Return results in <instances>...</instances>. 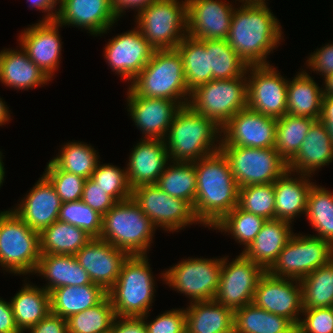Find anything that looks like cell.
Wrapping results in <instances>:
<instances>
[{
	"instance_id": "ee69618b",
	"label": "cell",
	"mask_w": 333,
	"mask_h": 333,
	"mask_svg": "<svg viewBox=\"0 0 333 333\" xmlns=\"http://www.w3.org/2000/svg\"><path fill=\"white\" fill-rule=\"evenodd\" d=\"M265 221L266 219L263 217L236 206L214 225L212 229L224 232V234L226 232L231 234L240 245H245L244 251L254 241L255 236L259 233Z\"/></svg>"
},
{
	"instance_id": "94428289",
	"label": "cell",
	"mask_w": 333,
	"mask_h": 333,
	"mask_svg": "<svg viewBox=\"0 0 333 333\" xmlns=\"http://www.w3.org/2000/svg\"><path fill=\"white\" fill-rule=\"evenodd\" d=\"M319 120L322 122H333V96H323Z\"/></svg>"
},
{
	"instance_id": "603a6c76",
	"label": "cell",
	"mask_w": 333,
	"mask_h": 333,
	"mask_svg": "<svg viewBox=\"0 0 333 333\" xmlns=\"http://www.w3.org/2000/svg\"><path fill=\"white\" fill-rule=\"evenodd\" d=\"M56 20L64 27L85 29L94 37L107 34L118 21L110 0H61Z\"/></svg>"
},
{
	"instance_id": "681fc988",
	"label": "cell",
	"mask_w": 333,
	"mask_h": 333,
	"mask_svg": "<svg viewBox=\"0 0 333 333\" xmlns=\"http://www.w3.org/2000/svg\"><path fill=\"white\" fill-rule=\"evenodd\" d=\"M46 166L43 175L54 186L62 203L81 200L85 178L60 170L51 160Z\"/></svg>"
},
{
	"instance_id": "d6a6232c",
	"label": "cell",
	"mask_w": 333,
	"mask_h": 333,
	"mask_svg": "<svg viewBox=\"0 0 333 333\" xmlns=\"http://www.w3.org/2000/svg\"><path fill=\"white\" fill-rule=\"evenodd\" d=\"M24 280L23 287L11 298L14 319L22 333L51 312L50 293Z\"/></svg>"
},
{
	"instance_id": "ab89813d",
	"label": "cell",
	"mask_w": 333,
	"mask_h": 333,
	"mask_svg": "<svg viewBox=\"0 0 333 333\" xmlns=\"http://www.w3.org/2000/svg\"><path fill=\"white\" fill-rule=\"evenodd\" d=\"M84 142H67L51 161L62 171L89 179L100 162L95 148Z\"/></svg>"
},
{
	"instance_id": "277c9868",
	"label": "cell",
	"mask_w": 333,
	"mask_h": 333,
	"mask_svg": "<svg viewBox=\"0 0 333 333\" xmlns=\"http://www.w3.org/2000/svg\"><path fill=\"white\" fill-rule=\"evenodd\" d=\"M130 84L129 88L139 97L165 98L176 101L181 107L189 103L191 93L177 49L155 50Z\"/></svg>"
},
{
	"instance_id": "83f0119b",
	"label": "cell",
	"mask_w": 333,
	"mask_h": 333,
	"mask_svg": "<svg viewBox=\"0 0 333 333\" xmlns=\"http://www.w3.org/2000/svg\"><path fill=\"white\" fill-rule=\"evenodd\" d=\"M51 79L21 48L0 51V82L15 90H29L48 84ZM42 85V86H41Z\"/></svg>"
},
{
	"instance_id": "003e7915",
	"label": "cell",
	"mask_w": 333,
	"mask_h": 333,
	"mask_svg": "<svg viewBox=\"0 0 333 333\" xmlns=\"http://www.w3.org/2000/svg\"><path fill=\"white\" fill-rule=\"evenodd\" d=\"M333 140V122H323Z\"/></svg>"
},
{
	"instance_id": "d4e9b609",
	"label": "cell",
	"mask_w": 333,
	"mask_h": 333,
	"mask_svg": "<svg viewBox=\"0 0 333 333\" xmlns=\"http://www.w3.org/2000/svg\"><path fill=\"white\" fill-rule=\"evenodd\" d=\"M129 155L126 175L131 189L140 185L156 184L170 163L165 141L141 138Z\"/></svg>"
},
{
	"instance_id": "91938a15",
	"label": "cell",
	"mask_w": 333,
	"mask_h": 333,
	"mask_svg": "<svg viewBox=\"0 0 333 333\" xmlns=\"http://www.w3.org/2000/svg\"><path fill=\"white\" fill-rule=\"evenodd\" d=\"M30 2V8H36L39 11H42V13H46L44 18L39 21H53L56 20L61 0H27V3ZM59 4V6H58ZM58 6V9L56 8ZM57 9V10H55Z\"/></svg>"
},
{
	"instance_id": "03108f58",
	"label": "cell",
	"mask_w": 333,
	"mask_h": 333,
	"mask_svg": "<svg viewBox=\"0 0 333 333\" xmlns=\"http://www.w3.org/2000/svg\"><path fill=\"white\" fill-rule=\"evenodd\" d=\"M243 4H257V5H266V0H236Z\"/></svg>"
},
{
	"instance_id": "11a10c76",
	"label": "cell",
	"mask_w": 333,
	"mask_h": 333,
	"mask_svg": "<svg viewBox=\"0 0 333 333\" xmlns=\"http://www.w3.org/2000/svg\"><path fill=\"white\" fill-rule=\"evenodd\" d=\"M26 331L29 333H67L66 319L50 312L39 323Z\"/></svg>"
},
{
	"instance_id": "f6af8a7d",
	"label": "cell",
	"mask_w": 333,
	"mask_h": 333,
	"mask_svg": "<svg viewBox=\"0 0 333 333\" xmlns=\"http://www.w3.org/2000/svg\"><path fill=\"white\" fill-rule=\"evenodd\" d=\"M115 317L113 305L106 296L94 307L68 317L67 333H104L111 329Z\"/></svg>"
},
{
	"instance_id": "89a4df30",
	"label": "cell",
	"mask_w": 333,
	"mask_h": 333,
	"mask_svg": "<svg viewBox=\"0 0 333 333\" xmlns=\"http://www.w3.org/2000/svg\"><path fill=\"white\" fill-rule=\"evenodd\" d=\"M104 333H112V330L110 329L109 331H107V332H104Z\"/></svg>"
},
{
	"instance_id": "52a82bcc",
	"label": "cell",
	"mask_w": 333,
	"mask_h": 333,
	"mask_svg": "<svg viewBox=\"0 0 333 333\" xmlns=\"http://www.w3.org/2000/svg\"><path fill=\"white\" fill-rule=\"evenodd\" d=\"M39 232L11 208L0 212V266L15 275L34 274L40 259ZM4 268V269H3Z\"/></svg>"
},
{
	"instance_id": "f907efd6",
	"label": "cell",
	"mask_w": 333,
	"mask_h": 333,
	"mask_svg": "<svg viewBox=\"0 0 333 333\" xmlns=\"http://www.w3.org/2000/svg\"><path fill=\"white\" fill-rule=\"evenodd\" d=\"M297 333H333V307L303 309Z\"/></svg>"
},
{
	"instance_id": "5bb4252c",
	"label": "cell",
	"mask_w": 333,
	"mask_h": 333,
	"mask_svg": "<svg viewBox=\"0 0 333 333\" xmlns=\"http://www.w3.org/2000/svg\"><path fill=\"white\" fill-rule=\"evenodd\" d=\"M246 76L247 108L275 119L287 113L288 78L270 64L250 65Z\"/></svg>"
},
{
	"instance_id": "30bf717a",
	"label": "cell",
	"mask_w": 333,
	"mask_h": 333,
	"mask_svg": "<svg viewBox=\"0 0 333 333\" xmlns=\"http://www.w3.org/2000/svg\"><path fill=\"white\" fill-rule=\"evenodd\" d=\"M163 271L161 279L192 302L211 301L218 290L223 258H190Z\"/></svg>"
},
{
	"instance_id": "484cf974",
	"label": "cell",
	"mask_w": 333,
	"mask_h": 333,
	"mask_svg": "<svg viewBox=\"0 0 333 333\" xmlns=\"http://www.w3.org/2000/svg\"><path fill=\"white\" fill-rule=\"evenodd\" d=\"M333 161V140L326 126L316 120L309 129L297 154L287 163L288 170L296 173H314Z\"/></svg>"
},
{
	"instance_id": "8992f818",
	"label": "cell",
	"mask_w": 333,
	"mask_h": 333,
	"mask_svg": "<svg viewBox=\"0 0 333 333\" xmlns=\"http://www.w3.org/2000/svg\"><path fill=\"white\" fill-rule=\"evenodd\" d=\"M156 229L146 214L130 198L117 202L102 216L99 238L127 252L130 256L147 255Z\"/></svg>"
},
{
	"instance_id": "8d00e7d4",
	"label": "cell",
	"mask_w": 333,
	"mask_h": 333,
	"mask_svg": "<svg viewBox=\"0 0 333 333\" xmlns=\"http://www.w3.org/2000/svg\"><path fill=\"white\" fill-rule=\"evenodd\" d=\"M176 49L183 59L184 77L190 93L212 80L205 39H195L186 35Z\"/></svg>"
},
{
	"instance_id": "bcb514c9",
	"label": "cell",
	"mask_w": 333,
	"mask_h": 333,
	"mask_svg": "<svg viewBox=\"0 0 333 333\" xmlns=\"http://www.w3.org/2000/svg\"><path fill=\"white\" fill-rule=\"evenodd\" d=\"M237 207L266 220L275 219L274 183L239 188Z\"/></svg>"
},
{
	"instance_id": "c3c4849f",
	"label": "cell",
	"mask_w": 333,
	"mask_h": 333,
	"mask_svg": "<svg viewBox=\"0 0 333 333\" xmlns=\"http://www.w3.org/2000/svg\"><path fill=\"white\" fill-rule=\"evenodd\" d=\"M90 179L110 195L116 202L125 201L131 198L126 168L121 169L113 164H102L99 162Z\"/></svg>"
},
{
	"instance_id": "f35d334b",
	"label": "cell",
	"mask_w": 333,
	"mask_h": 333,
	"mask_svg": "<svg viewBox=\"0 0 333 333\" xmlns=\"http://www.w3.org/2000/svg\"><path fill=\"white\" fill-rule=\"evenodd\" d=\"M305 215L317 231L313 236L333 245V193L314 183L308 193Z\"/></svg>"
},
{
	"instance_id": "b9f144b4",
	"label": "cell",
	"mask_w": 333,
	"mask_h": 333,
	"mask_svg": "<svg viewBox=\"0 0 333 333\" xmlns=\"http://www.w3.org/2000/svg\"><path fill=\"white\" fill-rule=\"evenodd\" d=\"M303 309L333 307V259L300 280Z\"/></svg>"
},
{
	"instance_id": "8fae6325",
	"label": "cell",
	"mask_w": 333,
	"mask_h": 333,
	"mask_svg": "<svg viewBox=\"0 0 333 333\" xmlns=\"http://www.w3.org/2000/svg\"><path fill=\"white\" fill-rule=\"evenodd\" d=\"M333 259V245L313 235L294 234L268 272L275 277L301 280Z\"/></svg>"
},
{
	"instance_id": "4316f807",
	"label": "cell",
	"mask_w": 333,
	"mask_h": 333,
	"mask_svg": "<svg viewBox=\"0 0 333 333\" xmlns=\"http://www.w3.org/2000/svg\"><path fill=\"white\" fill-rule=\"evenodd\" d=\"M310 177L287 169L274 182L275 219L293 224L295 217L305 215L308 193L315 183L311 182Z\"/></svg>"
},
{
	"instance_id": "7c38bea8",
	"label": "cell",
	"mask_w": 333,
	"mask_h": 333,
	"mask_svg": "<svg viewBox=\"0 0 333 333\" xmlns=\"http://www.w3.org/2000/svg\"><path fill=\"white\" fill-rule=\"evenodd\" d=\"M239 188L274 183L288 168L274 148L221 146Z\"/></svg>"
},
{
	"instance_id": "db71d44e",
	"label": "cell",
	"mask_w": 333,
	"mask_h": 333,
	"mask_svg": "<svg viewBox=\"0 0 333 333\" xmlns=\"http://www.w3.org/2000/svg\"><path fill=\"white\" fill-rule=\"evenodd\" d=\"M307 69L320 73L319 75L325 79L333 73V42H329L324 46L317 48L316 51L308 56L306 61Z\"/></svg>"
},
{
	"instance_id": "836d02e7",
	"label": "cell",
	"mask_w": 333,
	"mask_h": 333,
	"mask_svg": "<svg viewBox=\"0 0 333 333\" xmlns=\"http://www.w3.org/2000/svg\"><path fill=\"white\" fill-rule=\"evenodd\" d=\"M107 296L99 285L62 286L50 292L51 313L64 319L94 307Z\"/></svg>"
},
{
	"instance_id": "a7ac6f4b",
	"label": "cell",
	"mask_w": 333,
	"mask_h": 333,
	"mask_svg": "<svg viewBox=\"0 0 333 333\" xmlns=\"http://www.w3.org/2000/svg\"><path fill=\"white\" fill-rule=\"evenodd\" d=\"M223 333H237L235 327Z\"/></svg>"
},
{
	"instance_id": "ffe728a7",
	"label": "cell",
	"mask_w": 333,
	"mask_h": 333,
	"mask_svg": "<svg viewBox=\"0 0 333 333\" xmlns=\"http://www.w3.org/2000/svg\"><path fill=\"white\" fill-rule=\"evenodd\" d=\"M188 35L195 39L226 40L234 7L225 0H186Z\"/></svg>"
},
{
	"instance_id": "7402d4cb",
	"label": "cell",
	"mask_w": 333,
	"mask_h": 333,
	"mask_svg": "<svg viewBox=\"0 0 333 333\" xmlns=\"http://www.w3.org/2000/svg\"><path fill=\"white\" fill-rule=\"evenodd\" d=\"M77 262L88 272L92 283L106 292L115 284L122 266L130 256L100 238H92L75 255Z\"/></svg>"
},
{
	"instance_id": "e7e4bbea",
	"label": "cell",
	"mask_w": 333,
	"mask_h": 333,
	"mask_svg": "<svg viewBox=\"0 0 333 333\" xmlns=\"http://www.w3.org/2000/svg\"><path fill=\"white\" fill-rule=\"evenodd\" d=\"M2 151H0V188H1V185H3V182H4V176H5V168H4V163L2 161Z\"/></svg>"
},
{
	"instance_id": "4dcf8cb0",
	"label": "cell",
	"mask_w": 333,
	"mask_h": 333,
	"mask_svg": "<svg viewBox=\"0 0 333 333\" xmlns=\"http://www.w3.org/2000/svg\"><path fill=\"white\" fill-rule=\"evenodd\" d=\"M297 73L288 79L286 114L319 120L324 89L305 70Z\"/></svg>"
},
{
	"instance_id": "816d5d0a",
	"label": "cell",
	"mask_w": 333,
	"mask_h": 333,
	"mask_svg": "<svg viewBox=\"0 0 333 333\" xmlns=\"http://www.w3.org/2000/svg\"><path fill=\"white\" fill-rule=\"evenodd\" d=\"M149 316L148 314L142 316L147 333H186L185 308L165 311L150 322L147 320Z\"/></svg>"
},
{
	"instance_id": "5b68a950",
	"label": "cell",
	"mask_w": 333,
	"mask_h": 333,
	"mask_svg": "<svg viewBox=\"0 0 333 333\" xmlns=\"http://www.w3.org/2000/svg\"><path fill=\"white\" fill-rule=\"evenodd\" d=\"M148 260L147 255H133L124 262L115 284L107 291L115 316L150 314L156 281Z\"/></svg>"
},
{
	"instance_id": "2e32d148",
	"label": "cell",
	"mask_w": 333,
	"mask_h": 333,
	"mask_svg": "<svg viewBox=\"0 0 333 333\" xmlns=\"http://www.w3.org/2000/svg\"><path fill=\"white\" fill-rule=\"evenodd\" d=\"M252 303L270 313L286 317L297 326L303 311L300 280L275 277L266 271L259 279Z\"/></svg>"
},
{
	"instance_id": "7dc6e473",
	"label": "cell",
	"mask_w": 333,
	"mask_h": 333,
	"mask_svg": "<svg viewBox=\"0 0 333 333\" xmlns=\"http://www.w3.org/2000/svg\"><path fill=\"white\" fill-rule=\"evenodd\" d=\"M58 220L81 228L92 238L100 237L102 215L82 200L62 203Z\"/></svg>"
},
{
	"instance_id": "44dd1931",
	"label": "cell",
	"mask_w": 333,
	"mask_h": 333,
	"mask_svg": "<svg viewBox=\"0 0 333 333\" xmlns=\"http://www.w3.org/2000/svg\"><path fill=\"white\" fill-rule=\"evenodd\" d=\"M127 110L140 129L143 138L164 140L176 112L181 106L165 98L137 96L130 88L127 91Z\"/></svg>"
},
{
	"instance_id": "d6986e66",
	"label": "cell",
	"mask_w": 333,
	"mask_h": 333,
	"mask_svg": "<svg viewBox=\"0 0 333 333\" xmlns=\"http://www.w3.org/2000/svg\"><path fill=\"white\" fill-rule=\"evenodd\" d=\"M19 34V45L50 79L61 63L62 42L57 20L38 21Z\"/></svg>"
},
{
	"instance_id": "cb8c5ba5",
	"label": "cell",
	"mask_w": 333,
	"mask_h": 333,
	"mask_svg": "<svg viewBox=\"0 0 333 333\" xmlns=\"http://www.w3.org/2000/svg\"><path fill=\"white\" fill-rule=\"evenodd\" d=\"M61 205L54 186L42 175L13 211L31 229L40 233L58 220Z\"/></svg>"
},
{
	"instance_id": "3957f363",
	"label": "cell",
	"mask_w": 333,
	"mask_h": 333,
	"mask_svg": "<svg viewBox=\"0 0 333 333\" xmlns=\"http://www.w3.org/2000/svg\"><path fill=\"white\" fill-rule=\"evenodd\" d=\"M221 129L212 119L198 114L189 105L182 106L164 139L170 161L195 162L218 152Z\"/></svg>"
},
{
	"instance_id": "4fadbf2b",
	"label": "cell",
	"mask_w": 333,
	"mask_h": 333,
	"mask_svg": "<svg viewBox=\"0 0 333 333\" xmlns=\"http://www.w3.org/2000/svg\"><path fill=\"white\" fill-rule=\"evenodd\" d=\"M131 198L156 228L179 232L192 224H200L193 207L185 200L169 196L156 184L140 185L132 189Z\"/></svg>"
},
{
	"instance_id": "e575fe53",
	"label": "cell",
	"mask_w": 333,
	"mask_h": 333,
	"mask_svg": "<svg viewBox=\"0 0 333 333\" xmlns=\"http://www.w3.org/2000/svg\"><path fill=\"white\" fill-rule=\"evenodd\" d=\"M234 327L237 333H297V326L291 320L253 303L234 310Z\"/></svg>"
},
{
	"instance_id": "6da1fadb",
	"label": "cell",
	"mask_w": 333,
	"mask_h": 333,
	"mask_svg": "<svg viewBox=\"0 0 333 333\" xmlns=\"http://www.w3.org/2000/svg\"><path fill=\"white\" fill-rule=\"evenodd\" d=\"M281 29L278 18L267 4L242 3L233 11L226 40L248 66L268 65V55L284 37Z\"/></svg>"
},
{
	"instance_id": "9a60e30c",
	"label": "cell",
	"mask_w": 333,
	"mask_h": 333,
	"mask_svg": "<svg viewBox=\"0 0 333 333\" xmlns=\"http://www.w3.org/2000/svg\"><path fill=\"white\" fill-rule=\"evenodd\" d=\"M228 262V258L224 256L214 300L234 311L252 303L259 279L266 271L242 252Z\"/></svg>"
},
{
	"instance_id": "1f68e13d",
	"label": "cell",
	"mask_w": 333,
	"mask_h": 333,
	"mask_svg": "<svg viewBox=\"0 0 333 333\" xmlns=\"http://www.w3.org/2000/svg\"><path fill=\"white\" fill-rule=\"evenodd\" d=\"M186 333H223L234 327V311L215 300L188 303Z\"/></svg>"
},
{
	"instance_id": "f1b7e54d",
	"label": "cell",
	"mask_w": 333,
	"mask_h": 333,
	"mask_svg": "<svg viewBox=\"0 0 333 333\" xmlns=\"http://www.w3.org/2000/svg\"><path fill=\"white\" fill-rule=\"evenodd\" d=\"M291 227L293 226L287 221L266 220L254 241L242 253L268 271L292 237L294 232Z\"/></svg>"
},
{
	"instance_id": "d590c367",
	"label": "cell",
	"mask_w": 333,
	"mask_h": 333,
	"mask_svg": "<svg viewBox=\"0 0 333 333\" xmlns=\"http://www.w3.org/2000/svg\"><path fill=\"white\" fill-rule=\"evenodd\" d=\"M91 239L81 228L56 220L39 233L40 253L75 255Z\"/></svg>"
},
{
	"instance_id": "9f6ffc18",
	"label": "cell",
	"mask_w": 333,
	"mask_h": 333,
	"mask_svg": "<svg viewBox=\"0 0 333 333\" xmlns=\"http://www.w3.org/2000/svg\"><path fill=\"white\" fill-rule=\"evenodd\" d=\"M112 333H147L142 317L116 316L111 326Z\"/></svg>"
},
{
	"instance_id": "60d3db41",
	"label": "cell",
	"mask_w": 333,
	"mask_h": 333,
	"mask_svg": "<svg viewBox=\"0 0 333 333\" xmlns=\"http://www.w3.org/2000/svg\"><path fill=\"white\" fill-rule=\"evenodd\" d=\"M315 119L285 114L277 119L274 149L288 163L299 151Z\"/></svg>"
},
{
	"instance_id": "6125c7cd",
	"label": "cell",
	"mask_w": 333,
	"mask_h": 333,
	"mask_svg": "<svg viewBox=\"0 0 333 333\" xmlns=\"http://www.w3.org/2000/svg\"><path fill=\"white\" fill-rule=\"evenodd\" d=\"M9 112H10L9 107L0 97V126L4 125L6 123L8 124V122H10L11 115Z\"/></svg>"
},
{
	"instance_id": "7a4b0ae2",
	"label": "cell",
	"mask_w": 333,
	"mask_h": 333,
	"mask_svg": "<svg viewBox=\"0 0 333 333\" xmlns=\"http://www.w3.org/2000/svg\"><path fill=\"white\" fill-rule=\"evenodd\" d=\"M197 187L194 215L211 229L237 206L239 186L221 150L194 162Z\"/></svg>"
},
{
	"instance_id": "e0dca14e",
	"label": "cell",
	"mask_w": 333,
	"mask_h": 333,
	"mask_svg": "<svg viewBox=\"0 0 333 333\" xmlns=\"http://www.w3.org/2000/svg\"><path fill=\"white\" fill-rule=\"evenodd\" d=\"M154 51L135 27L109 39L103 56L113 72L131 82L149 62Z\"/></svg>"
},
{
	"instance_id": "f5cc1de1",
	"label": "cell",
	"mask_w": 333,
	"mask_h": 333,
	"mask_svg": "<svg viewBox=\"0 0 333 333\" xmlns=\"http://www.w3.org/2000/svg\"><path fill=\"white\" fill-rule=\"evenodd\" d=\"M81 200L102 216L117 202L90 178L86 179Z\"/></svg>"
},
{
	"instance_id": "9c48e42d",
	"label": "cell",
	"mask_w": 333,
	"mask_h": 333,
	"mask_svg": "<svg viewBox=\"0 0 333 333\" xmlns=\"http://www.w3.org/2000/svg\"><path fill=\"white\" fill-rule=\"evenodd\" d=\"M188 105L222 128L236 113L247 108L246 73L237 78L211 80L191 92Z\"/></svg>"
},
{
	"instance_id": "ba28073f",
	"label": "cell",
	"mask_w": 333,
	"mask_h": 333,
	"mask_svg": "<svg viewBox=\"0 0 333 333\" xmlns=\"http://www.w3.org/2000/svg\"><path fill=\"white\" fill-rule=\"evenodd\" d=\"M137 28L155 50L176 49L188 35L186 0H157L135 16Z\"/></svg>"
},
{
	"instance_id": "680465c9",
	"label": "cell",
	"mask_w": 333,
	"mask_h": 333,
	"mask_svg": "<svg viewBox=\"0 0 333 333\" xmlns=\"http://www.w3.org/2000/svg\"><path fill=\"white\" fill-rule=\"evenodd\" d=\"M0 333H22L17 327L10 301L0 298Z\"/></svg>"
},
{
	"instance_id": "7bdbcfd3",
	"label": "cell",
	"mask_w": 333,
	"mask_h": 333,
	"mask_svg": "<svg viewBox=\"0 0 333 333\" xmlns=\"http://www.w3.org/2000/svg\"><path fill=\"white\" fill-rule=\"evenodd\" d=\"M209 53V72L212 80L231 79L243 76L247 63L229 46L227 40H205Z\"/></svg>"
},
{
	"instance_id": "f546056e",
	"label": "cell",
	"mask_w": 333,
	"mask_h": 333,
	"mask_svg": "<svg viewBox=\"0 0 333 333\" xmlns=\"http://www.w3.org/2000/svg\"><path fill=\"white\" fill-rule=\"evenodd\" d=\"M36 273L48 281L42 287L49 293L62 286L92 283L88 272L77 262L74 255L40 254Z\"/></svg>"
},
{
	"instance_id": "74e56055",
	"label": "cell",
	"mask_w": 333,
	"mask_h": 333,
	"mask_svg": "<svg viewBox=\"0 0 333 333\" xmlns=\"http://www.w3.org/2000/svg\"><path fill=\"white\" fill-rule=\"evenodd\" d=\"M156 185L169 196L185 200L193 207L197 187L194 162L170 161Z\"/></svg>"
},
{
	"instance_id": "be15d7a7",
	"label": "cell",
	"mask_w": 333,
	"mask_h": 333,
	"mask_svg": "<svg viewBox=\"0 0 333 333\" xmlns=\"http://www.w3.org/2000/svg\"><path fill=\"white\" fill-rule=\"evenodd\" d=\"M324 95L333 96V73L323 79Z\"/></svg>"
},
{
	"instance_id": "ac0fdd59",
	"label": "cell",
	"mask_w": 333,
	"mask_h": 333,
	"mask_svg": "<svg viewBox=\"0 0 333 333\" xmlns=\"http://www.w3.org/2000/svg\"><path fill=\"white\" fill-rule=\"evenodd\" d=\"M277 119L249 108L236 113L221 129V146L274 148Z\"/></svg>"
},
{
	"instance_id": "6f0895ef",
	"label": "cell",
	"mask_w": 333,
	"mask_h": 333,
	"mask_svg": "<svg viewBox=\"0 0 333 333\" xmlns=\"http://www.w3.org/2000/svg\"><path fill=\"white\" fill-rule=\"evenodd\" d=\"M155 1L157 0H110V4L115 17L119 20L126 13V9L131 8L138 15Z\"/></svg>"
}]
</instances>
